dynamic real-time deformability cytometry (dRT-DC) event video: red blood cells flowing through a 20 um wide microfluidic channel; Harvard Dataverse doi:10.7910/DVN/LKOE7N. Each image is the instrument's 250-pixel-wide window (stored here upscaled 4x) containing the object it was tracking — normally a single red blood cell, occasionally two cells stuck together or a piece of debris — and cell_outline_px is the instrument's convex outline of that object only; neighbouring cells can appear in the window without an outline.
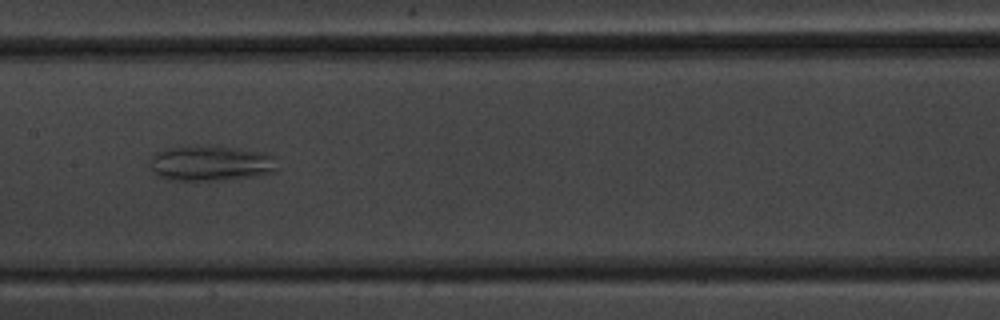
{"species": "common noctule bat (a hibernating species)", "species_latin": "Nyctalus noctula", "temperature_condition": "warm", "stored_images_in_passage": 22, "segment_of_instrument_passage": [1, 2], "camera_frame_rate_fps": 3000, "um_per_image_px": 0.085, "animal": {"sex": "male", "body_mass_g": 20.1, "forearm_length_mm": 53.5}, "frame": {"image": 1, "passage_image": 10, "time_ms": 3.0, "image_size_px": [1000, 320], "cell_outline_px": [[276, 168], [272, 172], [256, 176], [236, 180], [168, 180], [156, 176], [152, 168], [152, 152], [164, 148], [216, 144], [240, 148], [260, 152], [272, 156]], "centroid_in_image_um": [17.87, 13.86], "position_along_channel_um": 189.5, "area_um2": 26.7}}
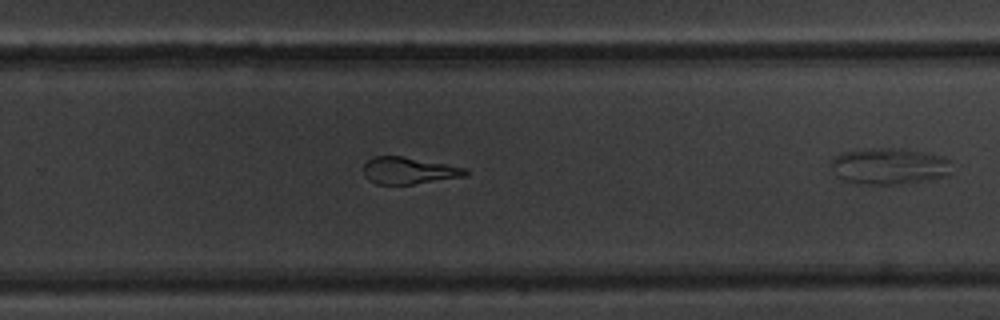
{"frame": {"image": 2, "passage_image": 15, "time_ms": 4.667, "image_size_px": [1000, 320], "cell_outline_px": [[468, 172], [464, 176], [412, 184], [376, 184], [368, 180], [364, 176], [364, 164], [372, 156], [400, 156], [468, 168]], "centroid_in_image_um": [34.7, 14.5], "position_along_channel_um": 295.1, "area_um2": 15.78}}
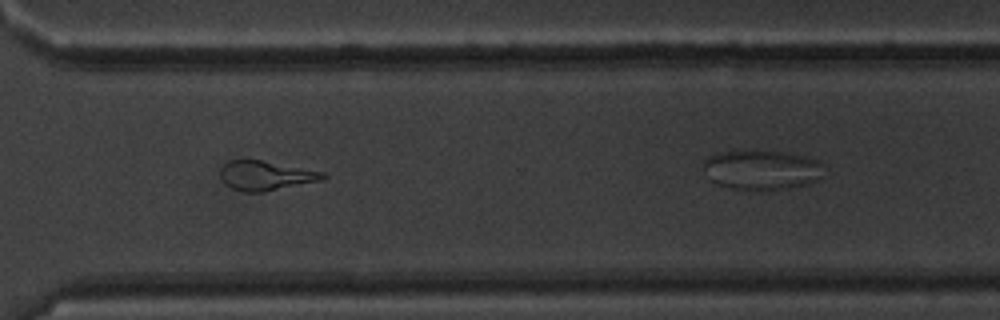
{"frame": {"image": 3, "passage_image": 19, "time_ms": 6.0, "image_size_px": [1000, 320], "cell_outline_px": [[328, 176], [324, 180], [264, 192], [244, 192], [232, 188], [220, 176], [220, 168], [228, 160], [260, 160], [324, 172]], "centroid_in_image_um": [22.62, 14.93], "position_along_channel_um": 348.0, "area_um2": 17.51}}